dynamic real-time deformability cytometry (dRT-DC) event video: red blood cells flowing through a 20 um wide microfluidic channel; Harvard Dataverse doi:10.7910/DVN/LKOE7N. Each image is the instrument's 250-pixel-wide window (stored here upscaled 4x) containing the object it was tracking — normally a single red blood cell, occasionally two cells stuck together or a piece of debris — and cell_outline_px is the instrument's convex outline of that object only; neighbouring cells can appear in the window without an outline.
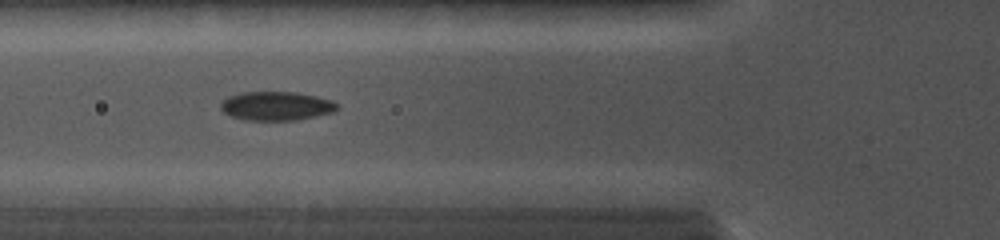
{"species": "common noctule bat (a hibernating species)", "species_latin": "Nyctalus noctula", "temperature_condition": "cold", "stored_images_in_passage": 13, "camera_frame_rate_fps": 5000, "um_per_image_px": 0.085, "animal": {"sex": "female", "body_mass_g": 19.0, "forearm_length_mm": 56.7}, "frame": {"image": 1, "passage_image": 3, "time_ms": 2.0, "image_size_px": [1000, 240], "cell_outline_px": [[340, 108], [332, 112], [296, 120], [244, 120], [232, 116], [224, 112], [220, 108], [220, 104], [228, 96], [240, 92], [296, 92], [316, 96], [332, 100], [340, 104]], "centroid_in_image_um": [23.5, 9.0], "position_along_channel_um": 102.3, "area_um2": 19.65}}
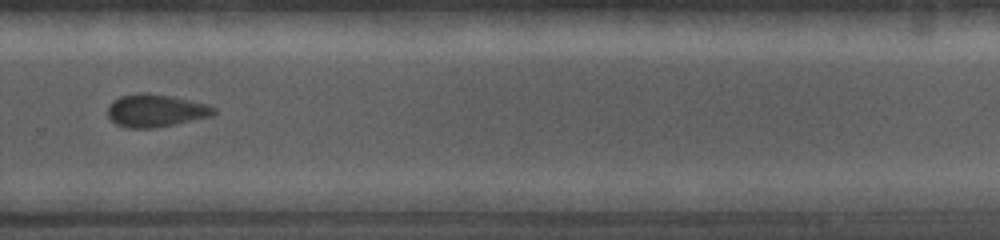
{"frame": {"image": 2, "passage_image": 8, "time_ms": 7.0, "image_size_px": [1000, 240], "cell_outline_px": [[216, 112], [212, 116], [176, 124], [152, 128], [128, 128], [116, 124], [108, 116], [108, 104], [112, 100], [120, 96], [140, 92], [148, 92], [172, 96], [208, 104], [216, 108]], "centroid_in_image_um": [13.23, 9.39], "position_along_channel_um": 316.6, "area_um2": 20.46}}
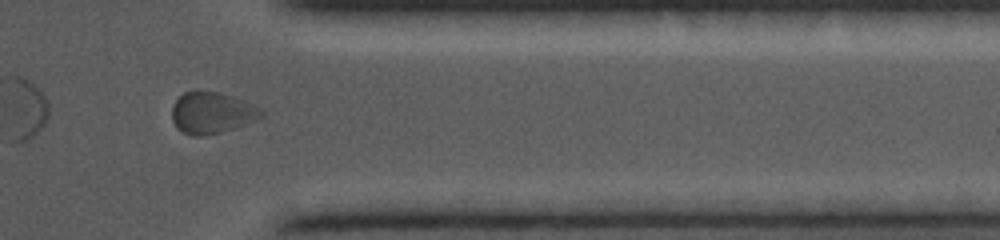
{"frame": {"image": 3, "passage_image": 10, "time_ms": 8.8, "image_size_px": [1000, 240], "cell_outline_px": [[264, 116], [256, 120], [220, 132], [200, 136], [192, 136], [180, 132], [176, 128], [172, 120], [172, 104], [184, 92], [220, 92], [244, 100], [260, 108], [264, 112]], "centroid_in_image_um": [17.99, 9.6], "position_along_channel_um": 393.4, "area_um2": 21.5}}